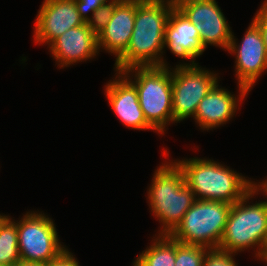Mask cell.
I'll use <instances>...</instances> for the list:
<instances>
[{
  "instance_id": "cell-1",
  "label": "cell",
  "mask_w": 267,
  "mask_h": 266,
  "mask_svg": "<svg viewBox=\"0 0 267 266\" xmlns=\"http://www.w3.org/2000/svg\"><path fill=\"white\" fill-rule=\"evenodd\" d=\"M172 9L169 5L137 0L131 39L125 52L115 60V72L131 67H169L162 55L165 27Z\"/></svg>"
},
{
  "instance_id": "cell-2",
  "label": "cell",
  "mask_w": 267,
  "mask_h": 266,
  "mask_svg": "<svg viewBox=\"0 0 267 266\" xmlns=\"http://www.w3.org/2000/svg\"><path fill=\"white\" fill-rule=\"evenodd\" d=\"M174 161L183 170L186 184L197 200L233 204L251 190V178L213 159L194 157Z\"/></svg>"
},
{
  "instance_id": "cell-3",
  "label": "cell",
  "mask_w": 267,
  "mask_h": 266,
  "mask_svg": "<svg viewBox=\"0 0 267 266\" xmlns=\"http://www.w3.org/2000/svg\"><path fill=\"white\" fill-rule=\"evenodd\" d=\"M169 161L157 167L147 190L149 208L161 224L159 235H170L196 200L183 170L174 160Z\"/></svg>"
},
{
  "instance_id": "cell-4",
  "label": "cell",
  "mask_w": 267,
  "mask_h": 266,
  "mask_svg": "<svg viewBox=\"0 0 267 266\" xmlns=\"http://www.w3.org/2000/svg\"><path fill=\"white\" fill-rule=\"evenodd\" d=\"M256 195L258 194L251 189L242 199L232 204L218 249L238 254L253 248L257 260L266 258L267 202L259 200L250 204L249 200Z\"/></svg>"
},
{
  "instance_id": "cell-5",
  "label": "cell",
  "mask_w": 267,
  "mask_h": 266,
  "mask_svg": "<svg viewBox=\"0 0 267 266\" xmlns=\"http://www.w3.org/2000/svg\"><path fill=\"white\" fill-rule=\"evenodd\" d=\"M121 73L137 89L140 107L147 122L158 134H165L167 125L174 123L171 68L131 67Z\"/></svg>"
},
{
  "instance_id": "cell-6",
  "label": "cell",
  "mask_w": 267,
  "mask_h": 266,
  "mask_svg": "<svg viewBox=\"0 0 267 266\" xmlns=\"http://www.w3.org/2000/svg\"><path fill=\"white\" fill-rule=\"evenodd\" d=\"M231 206L232 204L223 201L196 199L169 236L182 244L217 249L224 234Z\"/></svg>"
},
{
  "instance_id": "cell-7",
  "label": "cell",
  "mask_w": 267,
  "mask_h": 266,
  "mask_svg": "<svg viewBox=\"0 0 267 266\" xmlns=\"http://www.w3.org/2000/svg\"><path fill=\"white\" fill-rule=\"evenodd\" d=\"M52 218L41 211H29L17 220L21 261L47 264L68 248L62 245Z\"/></svg>"
},
{
  "instance_id": "cell-8",
  "label": "cell",
  "mask_w": 267,
  "mask_h": 266,
  "mask_svg": "<svg viewBox=\"0 0 267 266\" xmlns=\"http://www.w3.org/2000/svg\"><path fill=\"white\" fill-rule=\"evenodd\" d=\"M218 76L198 64L171 68L174 123L194 118L198 104L218 83Z\"/></svg>"
},
{
  "instance_id": "cell-9",
  "label": "cell",
  "mask_w": 267,
  "mask_h": 266,
  "mask_svg": "<svg viewBox=\"0 0 267 266\" xmlns=\"http://www.w3.org/2000/svg\"><path fill=\"white\" fill-rule=\"evenodd\" d=\"M251 21L239 44L232 32L227 50L228 53L236 56L235 78H237V84L245 87L249 92L262 73L267 71V50L263 36L258 25L253 20Z\"/></svg>"
},
{
  "instance_id": "cell-10",
  "label": "cell",
  "mask_w": 267,
  "mask_h": 266,
  "mask_svg": "<svg viewBox=\"0 0 267 266\" xmlns=\"http://www.w3.org/2000/svg\"><path fill=\"white\" fill-rule=\"evenodd\" d=\"M216 0H183L178 9L195 25L205 48L228 50L232 30Z\"/></svg>"
},
{
  "instance_id": "cell-11",
  "label": "cell",
  "mask_w": 267,
  "mask_h": 266,
  "mask_svg": "<svg viewBox=\"0 0 267 266\" xmlns=\"http://www.w3.org/2000/svg\"><path fill=\"white\" fill-rule=\"evenodd\" d=\"M85 23L75 0H44L35 19L34 42L49 46L67 30Z\"/></svg>"
},
{
  "instance_id": "cell-12",
  "label": "cell",
  "mask_w": 267,
  "mask_h": 266,
  "mask_svg": "<svg viewBox=\"0 0 267 266\" xmlns=\"http://www.w3.org/2000/svg\"><path fill=\"white\" fill-rule=\"evenodd\" d=\"M104 92L109 106L128 129L157 132L144 116L137 89L121 72H116L114 79L106 83Z\"/></svg>"
},
{
  "instance_id": "cell-13",
  "label": "cell",
  "mask_w": 267,
  "mask_h": 266,
  "mask_svg": "<svg viewBox=\"0 0 267 266\" xmlns=\"http://www.w3.org/2000/svg\"><path fill=\"white\" fill-rule=\"evenodd\" d=\"M237 86L239 95L236 97L225 87H220L218 82L200 101L193 118L200 129L203 131L217 129L233 119L239 109L238 103L249 93L245 87L239 84Z\"/></svg>"
},
{
  "instance_id": "cell-14",
  "label": "cell",
  "mask_w": 267,
  "mask_h": 266,
  "mask_svg": "<svg viewBox=\"0 0 267 266\" xmlns=\"http://www.w3.org/2000/svg\"><path fill=\"white\" fill-rule=\"evenodd\" d=\"M190 63L176 66H195L196 58L205 52L206 48L200 40V33L195 25L177 7L170 12L165 27L164 48Z\"/></svg>"
},
{
  "instance_id": "cell-15",
  "label": "cell",
  "mask_w": 267,
  "mask_h": 266,
  "mask_svg": "<svg viewBox=\"0 0 267 266\" xmlns=\"http://www.w3.org/2000/svg\"><path fill=\"white\" fill-rule=\"evenodd\" d=\"M47 47L58 68L91 60L99 54L97 35L87 22L67 30Z\"/></svg>"
},
{
  "instance_id": "cell-16",
  "label": "cell",
  "mask_w": 267,
  "mask_h": 266,
  "mask_svg": "<svg viewBox=\"0 0 267 266\" xmlns=\"http://www.w3.org/2000/svg\"><path fill=\"white\" fill-rule=\"evenodd\" d=\"M137 0H121L105 28L97 36L98 50L115 55L117 60L127 49L134 28Z\"/></svg>"
},
{
  "instance_id": "cell-17",
  "label": "cell",
  "mask_w": 267,
  "mask_h": 266,
  "mask_svg": "<svg viewBox=\"0 0 267 266\" xmlns=\"http://www.w3.org/2000/svg\"><path fill=\"white\" fill-rule=\"evenodd\" d=\"M155 237L150 246L136 257L133 266H175L176 241L169 235L155 234Z\"/></svg>"
},
{
  "instance_id": "cell-18",
  "label": "cell",
  "mask_w": 267,
  "mask_h": 266,
  "mask_svg": "<svg viewBox=\"0 0 267 266\" xmlns=\"http://www.w3.org/2000/svg\"><path fill=\"white\" fill-rule=\"evenodd\" d=\"M21 261L18 249L17 220L8 216L0 225V266Z\"/></svg>"
},
{
  "instance_id": "cell-19",
  "label": "cell",
  "mask_w": 267,
  "mask_h": 266,
  "mask_svg": "<svg viewBox=\"0 0 267 266\" xmlns=\"http://www.w3.org/2000/svg\"><path fill=\"white\" fill-rule=\"evenodd\" d=\"M209 248L201 245H187L176 241L175 266H202Z\"/></svg>"
},
{
  "instance_id": "cell-20",
  "label": "cell",
  "mask_w": 267,
  "mask_h": 266,
  "mask_svg": "<svg viewBox=\"0 0 267 266\" xmlns=\"http://www.w3.org/2000/svg\"><path fill=\"white\" fill-rule=\"evenodd\" d=\"M121 0H110L109 2L100 6L87 21L89 28L98 36L111 20L116 5Z\"/></svg>"
},
{
  "instance_id": "cell-21",
  "label": "cell",
  "mask_w": 267,
  "mask_h": 266,
  "mask_svg": "<svg viewBox=\"0 0 267 266\" xmlns=\"http://www.w3.org/2000/svg\"><path fill=\"white\" fill-rule=\"evenodd\" d=\"M234 253L225 252L220 249H209L203 259L202 266H238L234 261Z\"/></svg>"
},
{
  "instance_id": "cell-22",
  "label": "cell",
  "mask_w": 267,
  "mask_h": 266,
  "mask_svg": "<svg viewBox=\"0 0 267 266\" xmlns=\"http://www.w3.org/2000/svg\"><path fill=\"white\" fill-rule=\"evenodd\" d=\"M109 0H75L77 10L85 22H87L93 13ZM89 12V14H88ZM92 15H91V14ZM89 15V16H88Z\"/></svg>"
},
{
  "instance_id": "cell-23",
  "label": "cell",
  "mask_w": 267,
  "mask_h": 266,
  "mask_svg": "<svg viewBox=\"0 0 267 266\" xmlns=\"http://www.w3.org/2000/svg\"><path fill=\"white\" fill-rule=\"evenodd\" d=\"M253 21L258 25L263 36V41L267 50V1L265 0L260 8L256 11L255 16L252 18Z\"/></svg>"
},
{
  "instance_id": "cell-24",
  "label": "cell",
  "mask_w": 267,
  "mask_h": 266,
  "mask_svg": "<svg viewBox=\"0 0 267 266\" xmlns=\"http://www.w3.org/2000/svg\"><path fill=\"white\" fill-rule=\"evenodd\" d=\"M75 255L68 249L57 259L45 264V266H80Z\"/></svg>"
},
{
  "instance_id": "cell-25",
  "label": "cell",
  "mask_w": 267,
  "mask_h": 266,
  "mask_svg": "<svg viewBox=\"0 0 267 266\" xmlns=\"http://www.w3.org/2000/svg\"><path fill=\"white\" fill-rule=\"evenodd\" d=\"M251 189L257 194H260L263 191L262 192L263 196L267 197V178L258 183L255 181H252ZM265 202H267V199Z\"/></svg>"
},
{
  "instance_id": "cell-26",
  "label": "cell",
  "mask_w": 267,
  "mask_h": 266,
  "mask_svg": "<svg viewBox=\"0 0 267 266\" xmlns=\"http://www.w3.org/2000/svg\"><path fill=\"white\" fill-rule=\"evenodd\" d=\"M143 2L147 3H154V4H164V5H169L173 8L178 7V5L183 1V0H142Z\"/></svg>"
},
{
  "instance_id": "cell-27",
  "label": "cell",
  "mask_w": 267,
  "mask_h": 266,
  "mask_svg": "<svg viewBox=\"0 0 267 266\" xmlns=\"http://www.w3.org/2000/svg\"><path fill=\"white\" fill-rule=\"evenodd\" d=\"M13 266H45V264L19 261L16 264H14Z\"/></svg>"
},
{
  "instance_id": "cell-28",
  "label": "cell",
  "mask_w": 267,
  "mask_h": 266,
  "mask_svg": "<svg viewBox=\"0 0 267 266\" xmlns=\"http://www.w3.org/2000/svg\"><path fill=\"white\" fill-rule=\"evenodd\" d=\"M8 216H9V215H5V214H4V215H3V214L1 215V214H0V225H1V223H2Z\"/></svg>"
},
{
  "instance_id": "cell-29",
  "label": "cell",
  "mask_w": 267,
  "mask_h": 266,
  "mask_svg": "<svg viewBox=\"0 0 267 266\" xmlns=\"http://www.w3.org/2000/svg\"><path fill=\"white\" fill-rule=\"evenodd\" d=\"M262 262H265L267 264V258L261 259Z\"/></svg>"
},
{
  "instance_id": "cell-30",
  "label": "cell",
  "mask_w": 267,
  "mask_h": 266,
  "mask_svg": "<svg viewBox=\"0 0 267 266\" xmlns=\"http://www.w3.org/2000/svg\"><path fill=\"white\" fill-rule=\"evenodd\" d=\"M266 258H267V242H266Z\"/></svg>"
}]
</instances>
